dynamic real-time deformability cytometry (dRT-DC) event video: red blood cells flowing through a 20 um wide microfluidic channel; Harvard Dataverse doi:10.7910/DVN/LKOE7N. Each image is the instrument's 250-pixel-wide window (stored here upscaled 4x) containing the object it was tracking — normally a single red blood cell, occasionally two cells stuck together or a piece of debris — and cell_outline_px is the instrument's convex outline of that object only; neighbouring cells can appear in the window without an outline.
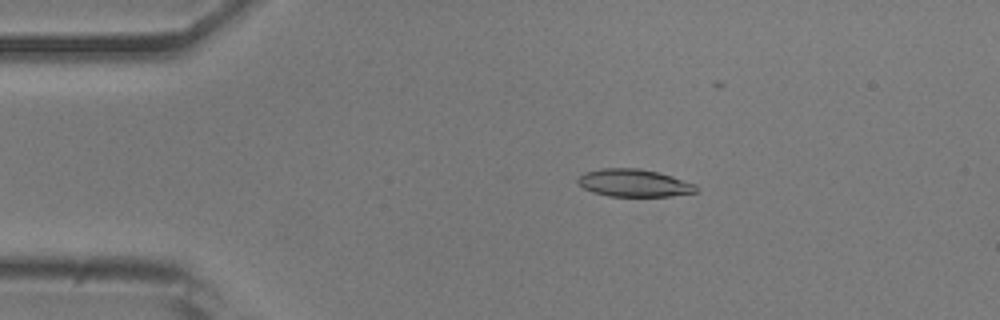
{"species": "common noctule bat (a hibernating species)", "species_latin": "Nyctalus noctula", "temperature_condition": "room temperature", "stored_images_in_passage": 20, "camera_frame_rate_fps": 3000, "um_per_image_px": 0.085, "animal": {"sex": "male", "body_mass_g": 20.5, "forearm_length_mm": 52.5}, "frame": {"image": 1, "passage_image": 10, "time_ms": 3.0, "image_size_px": [1000, 320], "cell_outline_px": [[696, 192], [672, 196], [608, 196], [592, 192], [584, 188], [576, 180], [584, 172], [600, 168], [640, 168], [672, 176], [696, 184]], "centroid_in_image_um": [53.87, 15.55], "position_along_channel_um": 31.1, "area_um2": 18.96}}
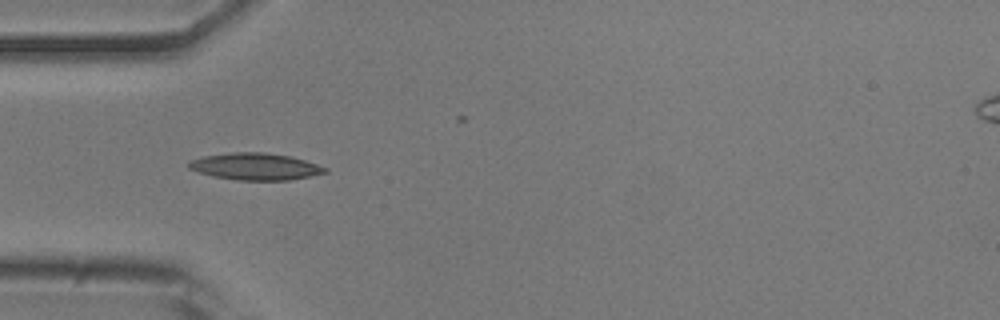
{"frame": {"image": 2, "passage_image": 16, "time_ms": 5.0, "image_size_px": [1000, 320], "cell_outline_px": [[328, 172], [288, 180], [236, 180], [212, 176], [188, 168], [188, 164], [192, 160], [204, 156], [232, 152], [264, 152], [288, 156], [304, 160], [328, 168]], "centroid_in_image_um": [21.7, 14.15], "position_along_channel_um": 63.3, "area_um2": 21.1}}
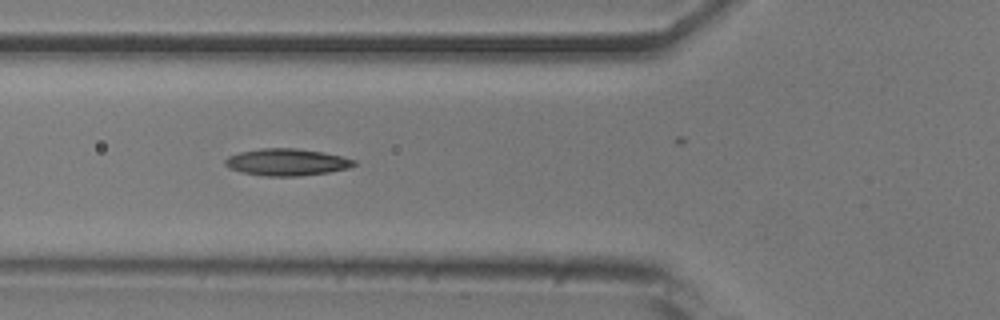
{"frame": {"image": 3, "passage_image": 19, "time_ms": 6.0, "image_size_px": [1000, 320], "cell_outline_px": [[356, 164], [348, 168], [328, 172], [300, 176], [264, 176], [240, 172], [228, 168], [224, 164], [224, 160], [228, 156], [240, 152], [260, 148], [296, 148], [324, 152], [356, 160]], "centroid_in_image_um": [24.34, 13.78], "position_along_channel_um": 101.5, "area_um2": 20.35}}